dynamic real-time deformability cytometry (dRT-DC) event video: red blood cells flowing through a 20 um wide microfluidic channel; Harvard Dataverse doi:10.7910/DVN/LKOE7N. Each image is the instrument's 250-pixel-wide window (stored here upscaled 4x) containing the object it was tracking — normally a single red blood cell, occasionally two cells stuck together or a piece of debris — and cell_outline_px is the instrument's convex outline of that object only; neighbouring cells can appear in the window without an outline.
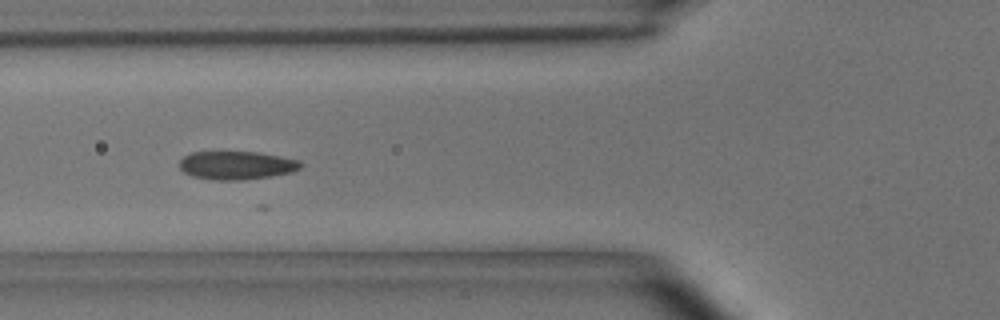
{"species": "common noctule bat (a hibernating species)", "species_latin": "Nyctalus noctula", "temperature_condition": "room temperature", "stored_images_in_passage": 25, "camera_frame_rate_fps": 3000, "um_per_image_px": 0.085, "animal": {"sex": "male", "body_mass_g": 15.6}, "frame": {"image": 1, "passage_image": 19, "time_ms": 6.0, "image_size_px": [1000, 320], "cell_outline_px": [[304, 164], [300, 168], [292, 172], [272, 176], [240, 180], [216, 180], [192, 176], [184, 172], [180, 168], [180, 160], [184, 156], [192, 152], [260, 152], [300, 160]], "centroid_in_image_um": [20.14, 14.05], "position_along_channel_um": 105.7, "area_um2": 20.06}}